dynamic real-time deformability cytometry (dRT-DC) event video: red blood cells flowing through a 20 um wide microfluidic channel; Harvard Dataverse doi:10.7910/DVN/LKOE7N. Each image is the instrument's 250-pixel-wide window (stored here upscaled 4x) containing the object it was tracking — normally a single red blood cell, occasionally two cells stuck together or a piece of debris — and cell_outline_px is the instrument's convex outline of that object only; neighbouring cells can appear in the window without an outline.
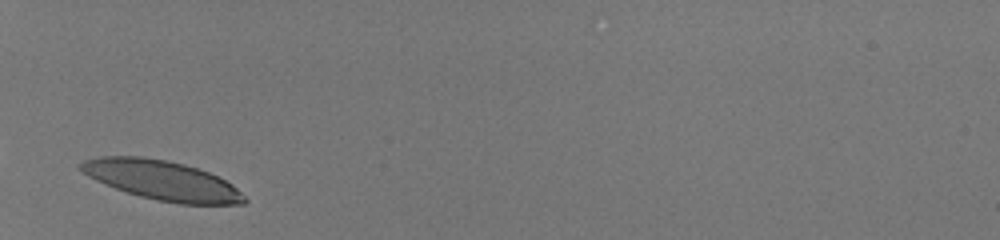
{"species": "human", "species_latin": "Homo sapiens", "temperature_condition": "room temperature", "stored_images_in_passage": 27, "camera_frame_rate_fps": 3000, "um_per_image_px": 0.085, "donor": {"sex": "male"}, "frame": {"image": 1, "passage_image": 1, "time_ms": 0.0, "image_size_px": [1000, 240], "cell_outline_px": [[248, 200], [244, 204], [180, 204], [156, 200], [140, 196], [116, 188], [96, 180], [88, 176], [76, 168], [84, 160], [100, 156], [140, 156], [168, 160], [184, 164], [208, 172], [232, 184]], "centroid_in_image_um": [13.75, 15.32], "position_along_channel_um": 71.3, "area_um2": 37.45}}
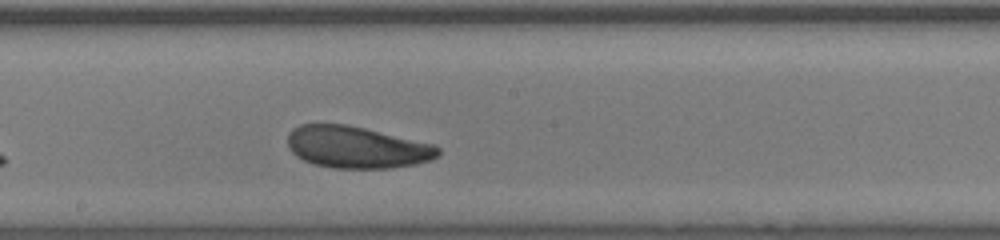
{"frame": {"image": 2, "passage_image": 13, "time_ms": 4.0, "image_size_px": [1000, 240], "cell_outline_px": [[440, 156], [432, 160], [416, 164], [392, 168], [332, 168], [312, 164], [296, 156], [288, 148], [288, 132], [292, 128], [300, 124], [348, 124], [432, 144], [440, 148]], "centroid_in_image_um": [30.3, 12.52], "position_along_channel_um": 217.9, "area_um2": 36.93}}
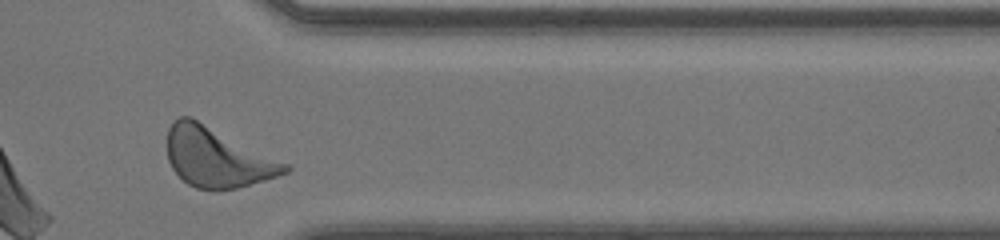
{"frame": {"image": 3, "passage_image": 26, "time_ms": 8.333, "image_size_px": [1000, 240], "cell_outline_px": [[292, 168], [288, 172], [264, 180], [236, 188], [196, 188], [188, 184], [172, 168], [168, 160], [168, 128], [172, 120], [180, 116], [192, 116], [288, 164]], "centroid_in_image_um": [18.43, 13.33], "position_along_channel_um": 393.0, "area_um2": 40.46}, "authors_computed_cell_mechanics": {"area_um2": 37.1654, "velocity_mm_per_s": 4.0656, "shape_relaxation_time_tau1_ms": 2.0193, "shape_relaxation_time_tau2_ms": 2.5852, "deformation_change_tau1": 0.1029, "deformation_change_tau2": 0.1134}}